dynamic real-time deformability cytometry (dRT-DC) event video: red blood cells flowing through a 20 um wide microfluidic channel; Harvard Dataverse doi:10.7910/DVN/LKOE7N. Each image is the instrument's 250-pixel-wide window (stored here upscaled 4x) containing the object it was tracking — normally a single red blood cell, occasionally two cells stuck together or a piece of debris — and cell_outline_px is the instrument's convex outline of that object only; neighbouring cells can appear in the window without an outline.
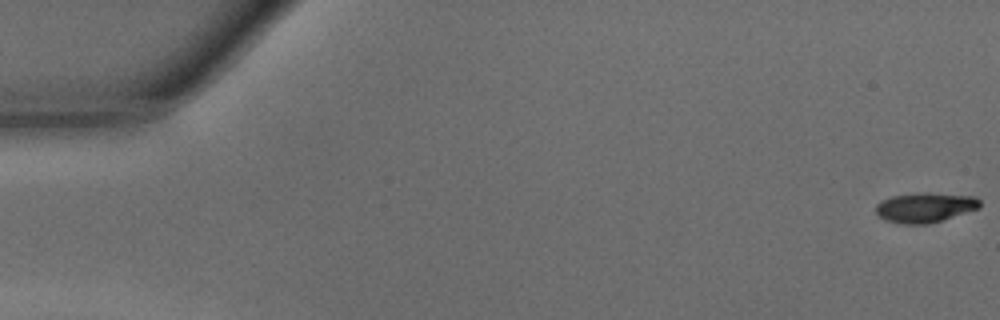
{"species": "common noctule bat (a hibernating species)", "species_latin": "Nyctalus noctula", "temperature_condition": "warm", "stored_images_in_passage": 48, "camera_frame_rate_fps": 3000, "um_per_image_px": 0.085, "animal": {"sex": "male", "body_mass_g": 15.6}, "frame": {"image": 1, "passage_image": 1, "time_ms": 0.0, "image_size_px": [1000, 320], "cell_outline_px": [[980, 208], [928, 224], [904, 224], [888, 220], [880, 216], [876, 212], [876, 204], [880, 200], [892, 196], [920, 192], [928, 192], [976, 196], [980, 200]], "centroid_in_image_um": [78.65, 17.61], "position_along_channel_um": 6.4, "area_um2": 18.09}}
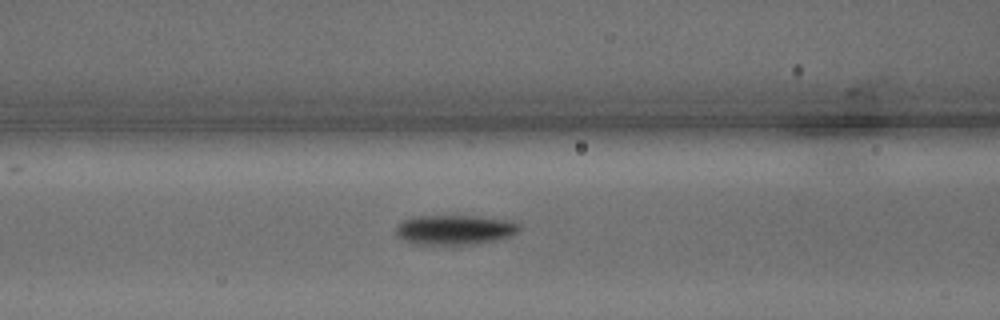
{"frame": {"image": 2, "passage_image": 20, "time_ms": 6.333, "image_size_px": [1000, 320], "cell_outline_px": [[520, 232], [496, 240], [476, 244], [408, 244], [396, 236], [396, 228], [404, 220], [416, 216], [476, 216], [504, 220], [520, 224]], "centroid_in_image_um": [38.62, 19.54], "position_along_channel_um": 128.0, "area_um2": 21.33}}
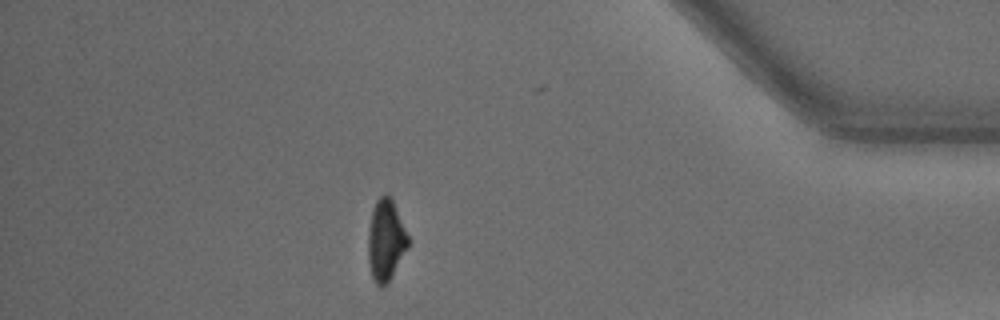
{"frame": {"image": 3, "passage_image": 42, "time_ms": 13.667, "image_size_px": [1000, 320], "cell_outline_px": [[412, 240], [408, 248], [388, 280], [380, 288], [376, 284], [372, 276], [368, 264], [368, 232], [372, 208], [376, 200], [384, 192], [392, 200]], "centroid_in_image_um": [32.8, 20.38], "position_along_channel_um": 402.4, "area_um2": 19.07}, "authors_computed_cell_mechanics": {"area_um2": 19.5075, "velocity_mm_per_s": 4.2919, "shape_relaxation_time_tau1_ms": 2.1176, "shape_relaxation_time_tau2_ms": 4.4008, "deformation_change_tau1": 0.1224, "deformation_change_tau2": 0.1224}}